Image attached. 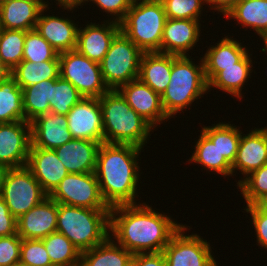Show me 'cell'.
<instances>
[{
	"instance_id": "obj_1",
	"label": "cell",
	"mask_w": 267,
	"mask_h": 266,
	"mask_svg": "<svg viewBox=\"0 0 267 266\" xmlns=\"http://www.w3.org/2000/svg\"><path fill=\"white\" fill-rule=\"evenodd\" d=\"M139 204L110 208L109 231L116 243L133 255L163 252L172 235L182 225L171 217L152 210L145 203Z\"/></svg>"
},
{
	"instance_id": "obj_2",
	"label": "cell",
	"mask_w": 267,
	"mask_h": 266,
	"mask_svg": "<svg viewBox=\"0 0 267 266\" xmlns=\"http://www.w3.org/2000/svg\"><path fill=\"white\" fill-rule=\"evenodd\" d=\"M142 148L131 144L101 143L95 174L101 196L109 208L137 204L139 181L137 158Z\"/></svg>"
},
{
	"instance_id": "obj_3",
	"label": "cell",
	"mask_w": 267,
	"mask_h": 266,
	"mask_svg": "<svg viewBox=\"0 0 267 266\" xmlns=\"http://www.w3.org/2000/svg\"><path fill=\"white\" fill-rule=\"evenodd\" d=\"M104 143L131 144L143 148L153 127L126 102L121 93L109 90L99 98Z\"/></svg>"
},
{
	"instance_id": "obj_4",
	"label": "cell",
	"mask_w": 267,
	"mask_h": 266,
	"mask_svg": "<svg viewBox=\"0 0 267 266\" xmlns=\"http://www.w3.org/2000/svg\"><path fill=\"white\" fill-rule=\"evenodd\" d=\"M110 209H91L58 203L57 229L82 253L110 236Z\"/></svg>"
},
{
	"instance_id": "obj_5",
	"label": "cell",
	"mask_w": 267,
	"mask_h": 266,
	"mask_svg": "<svg viewBox=\"0 0 267 266\" xmlns=\"http://www.w3.org/2000/svg\"><path fill=\"white\" fill-rule=\"evenodd\" d=\"M190 58L187 55H172L170 82L161 96L162 107L168 118L177 115L209 90L203 59H200V65H195Z\"/></svg>"
},
{
	"instance_id": "obj_6",
	"label": "cell",
	"mask_w": 267,
	"mask_h": 266,
	"mask_svg": "<svg viewBox=\"0 0 267 266\" xmlns=\"http://www.w3.org/2000/svg\"><path fill=\"white\" fill-rule=\"evenodd\" d=\"M167 20L160 0L134 1L120 22L121 31L143 52H160Z\"/></svg>"
},
{
	"instance_id": "obj_7",
	"label": "cell",
	"mask_w": 267,
	"mask_h": 266,
	"mask_svg": "<svg viewBox=\"0 0 267 266\" xmlns=\"http://www.w3.org/2000/svg\"><path fill=\"white\" fill-rule=\"evenodd\" d=\"M143 53L122 31L114 37L100 62L104 82L110 90L118 89L139 77Z\"/></svg>"
},
{
	"instance_id": "obj_8",
	"label": "cell",
	"mask_w": 267,
	"mask_h": 266,
	"mask_svg": "<svg viewBox=\"0 0 267 266\" xmlns=\"http://www.w3.org/2000/svg\"><path fill=\"white\" fill-rule=\"evenodd\" d=\"M60 77L69 81L86 98H100L110 89L105 84L100 63L77 50L59 53Z\"/></svg>"
},
{
	"instance_id": "obj_9",
	"label": "cell",
	"mask_w": 267,
	"mask_h": 266,
	"mask_svg": "<svg viewBox=\"0 0 267 266\" xmlns=\"http://www.w3.org/2000/svg\"><path fill=\"white\" fill-rule=\"evenodd\" d=\"M1 197L11 214L18 219L31 208L41 203L48 194L26 167L9 169Z\"/></svg>"
},
{
	"instance_id": "obj_10",
	"label": "cell",
	"mask_w": 267,
	"mask_h": 266,
	"mask_svg": "<svg viewBox=\"0 0 267 266\" xmlns=\"http://www.w3.org/2000/svg\"><path fill=\"white\" fill-rule=\"evenodd\" d=\"M48 196L68 206L110 209L101 196L95 172L68 173Z\"/></svg>"
},
{
	"instance_id": "obj_11",
	"label": "cell",
	"mask_w": 267,
	"mask_h": 266,
	"mask_svg": "<svg viewBox=\"0 0 267 266\" xmlns=\"http://www.w3.org/2000/svg\"><path fill=\"white\" fill-rule=\"evenodd\" d=\"M182 225L163 250L167 266H218L211 254L210 243L197 234L184 235Z\"/></svg>"
},
{
	"instance_id": "obj_12",
	"label": "cell",
	"mask_w": 267,
	"mask_h": 266,
	"mask_svg": "<svg viewBox=\"0 0 267 266\" xmlns=\"http://www.w3.org/2000/svg\"><path fill=\"white\" fill-rule=\"evenodd\" d=\"M31 123L17 121L0 123V164L8 168L24 167L28 161Z\"/></svg>"
},
{
	"instance_id": "obj_13",
	"label": "cell",
	"mask_w": 267,
	"mask_h": 266,
	"mask_svg": "<svg viewBox=\"0 0 267 266\" xmlns=\"http://www.w3.org/2000/svg\"><path fill=\"white\" fill-rule=\"evenodd\" d=\"M68 130L73 139L104 143L103 117L99 98L83 97L67 113Z\"/></svg>"
},
{
	"instance_id": "obj_14",
	"label": "cell",
	"mask_w": 267,
	"mask_h": 266,
	"mask_svg": "<svg viewBox=\"0 0 267 266\" xmlns=\"http://www.w3.org/2000/svg\"><path fill=\"white\" fill-rule=\"evenodd\" d=\"M117 90L152 127L169 119L163 110L161 96L139 78L121 85Z\"/></svg>"
},
{
	"instance_id": "obj_15",
	"label": "cell",
	"mask_w": 267,
	"mask_h": 266,
	"mask_svg": "<svg viewBox=\"0 0 267 266\" xmlns=\"http://www.w3.org/2000/svg\"><path fill=\"white\" fill-rule=\"evenodd\" d=\"M58 203L49 196L17 219L22 239H43L57 229Z\"/></svg>"
},
{
	"instance_id": "obj_16",
	"label": "cell",
	"mask_w": 267,
	"mask_h": 266,
	"mask_svg": "<svg viewBox=\"0 0 267 266\" xmlns=\"http://www.w3.org/2000/svg\"><path fill=\"white\" fill-rule=\"evenodd\" d=\"M107 21L101 25L91 22L84 29L78 30L76 50L98 63L103 60L114 37L121 31L120 23Z\"/></svg>"
},
{
	"instance_id": "obj_17",
	"label": "cell",
	"mask_w": 267,
	"mask_h": 266,
	"mask_svg": "<svg viewBox=\"0 0 267 266\" xmlns=\"http://www.w3.org/2000/svg\"><path fill=\"white\" fill-rule=\"evenodd\" d=\"M30 123L33 147L54 150L73 139L68 130L66 115L49 112L36 117Z\"/></svg>"
},
{
	"instance_id": "obj_18",
	"label": "cell",
	"mask_w": 267,
	"mask_h": 266,
	"mask_svg": "<svg viewBox=\"0 0 267 266\" xmlns=\"http://www.w3.org/2000/svg\"><path fill=\"white\" fill-rule=\"evenodd\" d=\"M200 20L169 19L163 29L161 53L188 56L200 37Z\"/></svg>"
},
{
	"instance_id": "obj_19",
	"label": "cell",
	"mask_w": 267,
	"mask_h": 266,
	"mask_svg": "<svg viewBox=\"0 0 267 266\" xmlns=\"http://www.w3.org/2000/svg\"><path fill=\"white\" fill-rule=\"evenodd\" d=\"M26 167L48 195L68 175V171L54 150L33 147L32 145Z\"/></svg>"
},
{
	"instance_id": "obj_20",
	"label": "cell",
	"mask_w": 267,
	"mask_h": 266,
	"mask_svg": "<svg viewBox=\"0 0 267 266\" xmlns=\"http://www.w3.org/2000/svg\"><path fill=\"white\" fill-rule=\"evenodd\" d=\"M245 135V136H244ZM267 164V127L256 128L249 134H241L236 158L232 164V175L240 170L244 176Z\"/></svg>"
},
{
	"instance_id": "obj_21",
	"label": "cell",
	"mask_w": 267,
	"mask_h": 266,
	"mask_svg": "<svg viewBox=\"0 0 267 266\" xmlns=\"http://www.w3.org/2000/svg\"><path fill=\"white\" fill-rule=\"evenodd\" d=\"M40 12L35 29L59 53L76 50L79 28L68 18L43 15ZM43 15V16H42Z\"/></svg>"
},
{
	"instance_id": "obj_22",
	"label": "cell",
	"mask_w": 267,
	"mask_h": 266,
	"mask_svg": "<svg viewBox=\"0 0 267 266\" xmlns=\"http://www.w3.org/2000/svg\"><path fill=\"white\" fill-rule=\"evenodd\" d=\"M99 146V142L72 139L54 151L68 173H91L96 169Z\"/></svg>"
},
{
	"instance_id": "obj_23",
	"label": "cell",
	"mask_w": 267,
	"mask_h": 266,
	"mask_svg": "<svg viewBox=\"0 0 267 266\" xmlns=\"http://www.w3.org/2000/svg\"><path fill=\"white\" fill-rule=\"evenodd\" d=\"M231 38L225 36L216 46L208 48L202 57L208 83L221 71V67L236 66L248 54L249 50Z\"/></svg>"
},
{
	"instance_id": "obj_24",
	"label": "cell",
	"mask_w": 267,
	"mask_h": 266,
	"mask_svg": "<svg viewBox=\"0 0 267 266\" xmlns=\"http://www.w3.org/2000/svg\"><path fill=\"white\" fill-rule=\"evenodd\" d=\"M172 72V54L144 52L140 61L139 79L160 96L166 91Z\"/></svg>"
},
{
	"instance_id": "obj_25",
	"label": "cell",
	"mask_w": 267,
	"mask_h": 266,
	"mask_svg": "<svg viewBox=\"0 0 267 266\" xmlns=\"http://www.w3.org/2000/svg\"><path fill=\"white\" fill-rule=\"evenodd\" d=\"M42 7L28 0H4L0 3L3 29L30 31L35 29Z\"/></svg>"
},
{
	"instance_id": "obj_26",
	"label": "cell",
	"mask_w": 267,
	"mask_h": 266,
	"mask_svg": "<svg viewBox=\"0 0 267 266\" xmlns=\"http://www.w3.org/2000/svg\"><path fill=\"white\" fill-rule=\"evenodd\" d=\"M111 237L110 233L102 244L82 252L79 266H130L133 254Z\"/></svg>"
},
{
	"instance_id": "obj_27",
	"label": "cell",
	"mask_w": 267,
	"mask_h": 266,
	"mask_svg": "<svg viewBox=\"0 0 267 266\" xmlns=\"http://www.w3.org/2000/svg\"><path fill=\"white\" fill-rule=\"evenodd\" d=\"M225 17L235 19L243 28H253L263 41L267 39V0H241Z\"/></svg>"
},
{
	"instance_id": "obj_28",
	"label": "cell",
	"mask_w": 267,
	"mask_h": 266,
	"mask_svg": "<svg viewBox=\"0 0 267 266\" xmlns=\"http://www.w3.org/2000/svg\"><path fill=\"white\" fill-rule=\"evenodd\" d=\"M25 120L22 88L6 73L0 80V123Z\"/></svg>"
},
{
	"instance_id": "obj_29",
	"label": "cell",
	"mask_w": 267,
	"mask_h": 266,
	"mask_svg": "<svg viewBox=\"0 0 267 266\" xmlns=\"http://www.w3.org/2000/svg\"><path fill=\"white\" fill-rule=\"evenodd\" d=\"M252 60L249 53L236 66L221 67V71L208 83V89L218 88L235 98H241L242 87L252 71Z\"/></svg>"
},
{
	"instance_id": "obj_30",
	"label": "cell",
	"mask_w": 267,
	"mask_h": 266,
	"mask_svg": "<svg viewBox=\"0 0 267 266\" xmlns=\"http://www.w3.org/2000/svg\"><path fill=\"white\" fill-rule=\"evenodd\" d=\"M9 74L23 89L43 80L57 79L60 76L59 60L38 63L22 60Z\"/></svg>"
},
{
	"instance_id": "obj_31",
	"label": "cell",
	"mask_w": 267,
	"mask_h": 266,
	"mask_svg": "<svg viewBox=\"0 0 267 266\" xmlns=\"http://www.w3.org/2000/svg\"><path fill=\"white\" fill-rule=\"evenodd\" d=\"M56 79L43 80L22 89L25 121L31 122L36 117L50 112L52 86Z\"/></svg>"
},
{
	"instance_id": "obj_32",
	"label": "cell",
	"mask_w": 267,
	"mask_h": 266,
	"mask_svg": "<svg viewBox=\"0 0 267 266\" xmlns=\"http://www.w3.org/2000/svg\"><path fill=\"white\" fill-rule=\"evenodd\" d=\"M195 152L189 159L191 162L201 164L209 169L215 171L217 174H222L226 177L232 175V165L220 153L216 144H214L202 131L196 142Z\"/></svg>"
},
{
	"instance_id": "obj_33",
	"label": "cell",
	"mask_w": 267,
	"mask_h": 266,
	"mask_svg": "<svg viewBox=\"0 0 267 266\" xmlns=\"http://www.w3.org/2000/svg\"><path fill=\"white\" fill-rule=\"evenodd\" d=\"M233 124L217 123L202 128V132L217 145L220 153L232 165L238 151L242 132Z\"/></svg>"
},
{
	"instance_id": "obj_34",
	"label": "cell",
	"mask_w": 267,
	"mask_h": 266,
	"mask_svg": "<svg viewBox=\"0 0 267 266\" xmlns=\"http://www.w3.org/2000/svg\"><path fill=\"white\" fill-rule=\"evenodd\" d=\"M53 266H79L81 252L63 234L54 232L42 239Z\"/></svg>"
},
{
	"instance_id": "obj_35",
	"label": "cell",
	"mask_w": 267,
	"mask_h": 266,
	"mask_svg": "<svg viewBox=\"0 0 267 266\" xmlns=\"http://www.w3.org/2000/svg\"><path fill=\"white\" fill-rule=\"evenodd\" d=\"M25 31L3 29L0 32V67L10 73L22 60Z\"/></svg>"
},
{
	"instance_id": "obj_36",
	"label": "cell",
	"mask_w": 267,
	"mask_h": 266,
	"mask_svg": "<svg viewBox=\"0 0 267 266\" xmlns=\"http://www.w3.org/2000/svg\"><path fill=\"white\" fill-rule=\"evenodd\" d=\"M83 96L69 82L60 76L52 86L50 112L55 114L67 115L71 108L78 103Z\"/></svg>"
},
{
	"instance_id": "obj_37",
	"label": "cell",
	"mask_w": 267,
	"mask_h": 266,
	"mask_svg": "<svg viewBox=\"0 0 267 266\" xmlns=\"http://www.w3.org/2000/svg\"><path fill=\"white\" fill-rule=\"evenodd\" d=\"M23 60L36 63L59 60V52H57L36 29H33L25 31Z\"/></svg>"
},
{
	"instance_id": "obj_38",
	"label": "cell",
	"mask_w": 267,
	"mask_h": 266,
	"mask_svg": "<svg viewBox=\"0 0 267 266\" xmlns=\"http://www.w3.org/2000/svg\"><path fill=\"white\" fill-rule=\"evenodd\" d=\"M246 204H254L259 198L267 194V164L251 172L244 179L237 182Z\"/></svg>"
},
{
	"instance_id": "obj_39",
	"label": "cell",
	"mask_w": 267,
	"mask_h": 266,
	"mask_svg": "<svg viewBox=\"0 0 267 266\" xmlns=\"http://www.w3.org/2000/svg\"><path fill=\"white\" fill-rule=\"evenodd\" d=\"M169 19L199 20L205 0H160ZM201 9V10H200Z\"/></svg>"
},
{
	"instance_id": "obj_40",
	"label": "cell",
	"mask_w": 267,
	"mask_h": 266,
	"mask_svg": "<svg viewBox=\"0 0 267 266\" xmlns=\"http://www.w3.org/2000/svg\"><path fill=\"white\" fill-rule=\"evenodd\" d=\"M20 262L31 266H53L41 239H22Z\"/></svg>"
},
{
	"instance_id": "obj_41",
	"label": "cell",
	"mask_w": 267,
	"mask_h": 266,
	"mask_svg": "<svg viewBox=\"0 0 267 266\" xmlns=\"http://www.w3.org/2000/svg\"><path fill=\"white\" fill-rule=\"evenodd\" d=\"M21 242L18 234L0 237V266H14L20 262Z\"/></svg>"
},
{
	"instance_id": "obj_42",
	"label": "cell",
	"mask_w": 267,
	"mask_h": 266,
	"mask_svg": "<svg viewBox=\"0 0 267 266\" xmlns=\"http://www.w3.org/2000/svg\"><path fill=\"white\" fill-rule=\"evenodd\" d=\"M92 1L98 7H100L103 12L107 14L116 16L113 17L115 22L120 23L126 16L127 11L132 6L134 0H83V3Z\"/></svg>"
},
{
	"instance_id": "obj_43",
	"label": "cell",
	"mask_w": 267,
	"mask_h": 266,
	"mask_svg": "<svg viewBox=\"0 0 267 266\" xmlns=\"http://www.w3.org/2000/svg\"><path fill=\"white\" fill-rule=\"evenodd\" d=\"M245 211L252 216L258 245L267 249V213L261 211L255 204L247 205Z\"/></svg>"
},
{
	"instance_id": "obj_44",
	"label": "cell",
	"mask_w": 267,
	"mask_h": 266,
	"mask_svg": "<svg viewBox=\"0 0 267 266\" xmlns=\"http://www.w3.org/2000/svg\"><path fill=\"white\" fill-rule=\"evenodd\" d=\"M17 234V219L11 214L4 199L0 196V237Z\"/></svg>"
},
{
	"instance_id": "obj_45",
	"label": "cell",
	"mask_w": 267,
	"mask_h": 266,
	"mask_svg": "<svg viewBox=\"0 0 267 266\" xmlns=\"http://www.w3.org/2000/svg\"><path fill=\"white\" fill-rule=\"evenodd\" d=\"M130 266H167L163 252L134 254Z\"/></svg>"
},
{
	"instance_id": "obj_46",
	"label": "cell",
	"mask_w": 267,
	"mask_h": 266,
	"mask_svg": "<svg viewBox=\"0 0 267 266\" xmlns=\"http://www.w3.org/2000/svg\"><path fill=\"white\" fill-rule=\"evenodd\" d=\"M240 1L241 0H205L206 4H212V6L209 5L210 8L222 13L224 17Z\"/></svg>"
},
{
	"instance_id": "obj_47",
	"label": "cell",
	"mask_w": 267,
	"mask_h": 266,
	"mask_svg": "<svg viewBox=\"0 0 267 266\" xmlns=\"http://www.w3.org/2000/svg\"><path fill=\"white\" fill-rule=\"evenodd\" d=\"M58 5L62 6V9H67L68 11L78 7V0H56Z\"/></svg>"
},
{
	"instance_id": "obj_48",
	"label": "cell",
	"mask_w": 267,
	"mask_h": 266,
	"mask_svg": "<svg viewBox=\"0 0 267 266\" xmlns=\"http://www.w3.org/2000/svg\"><path fill=\"white\" fill-rule=\"evenodd\" d=\"M10 168L0 164V196L2 195L3 186L5 183L6 175Z\"/></svg>"
},
{
	"instance_id": "obj_49",
	"label": "cell",
	"mask_w": 267,
	"mask_h": 266,
	"mask_svg": "<svg viewBox=\"0 0 267 266\" xmlns=\"http://www.w3.org/2000/svg\"><path fill=\"white\" fill-rule=\"evenodd\" d=\"M261 211L267 213V194L263 195L254 203Z\"/></svg>"
},
{
	"instance_id": "obj_50",
	"label": "cell",
	"mask_w": 267,
	"mask_h": 266,
	"mask_svg": "<svg viewBox=\"0 0 267 266\" xmlns=\"http://www.w3.org/2000/svg\"><path fill=\"white\" fill-rule=\"evenodd\" d=\"M34 3H38L42 8H47L48 4H46L47 2L43 1V0H28Z\"/></svg>"
},
{
	"instance_id": "obj_51",
	"label": "cell",
	"mask_w": 267,
	"mask_h": 266,
	"mask_svg": "<svg viewBox=\"0 0 267 266\" xmlns=\"http://www.w3.org/2000/svg\"><path fill=\"white\" fill-rule=\"evenodd\" d=\"M6 72L0 67V80L4 77Z\"/></svg>"
},
{
	"instance_id": "obj_52",
	"label": "cell",
	"mask_w": 267,
	"mask_h": 266,
	"mask_svg": "<svg viewBox=\"0 0 267 266\" xmlns=\"http://www.w3.org/2000/svg\"><path fill=\"white\" fill-rule=\"evenodd\" d=\"M264 48H262V52H265L267 53V39L264 41Z\"/></svg>"
},
{
	"instance_id": "obj_53",
	"label": "cell",
	"mask_w": 267,
	"mask_h": 266,
	"mask_svg": "<svg viewBox=\"0 0 267 266\" xmlns=\"http://www.w3.org/2000/svg\"><path fill=\"white\" fill-rule=\"evenodd\" d=\"M14 266H31V265H27L21 262H18L17 264H15Z\"/></svg>"
},
{
	"instance_id": "obj_54",
	"label": "cell",
	"mask_w": 267,
	"mask_h": 266,
	"mask_svg": "<svg viewBox=\"0 0 267 266\" xmlns=\"http://www.w3.org/2000/svg\"><path fill=\"white\" fill-rule=\"evenodd\" d=\"M82 3H83V0H78V6H81Z\"/></svg>"
}]
</instances>
